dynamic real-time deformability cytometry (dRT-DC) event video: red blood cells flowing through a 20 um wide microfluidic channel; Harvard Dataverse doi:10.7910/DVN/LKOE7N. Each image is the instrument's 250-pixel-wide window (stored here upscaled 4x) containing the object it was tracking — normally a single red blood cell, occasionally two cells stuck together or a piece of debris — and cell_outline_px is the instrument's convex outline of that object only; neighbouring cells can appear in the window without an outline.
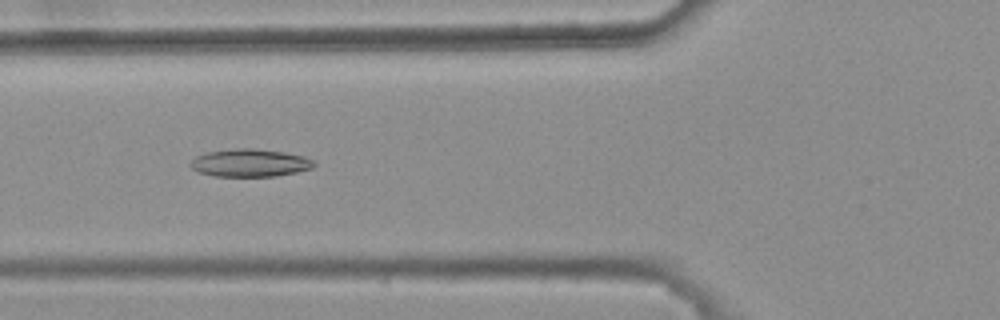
{"species": "common noctule bat (a hibernating species)", "species_latin": "Nyctalus noctula", "temperature_condition": "warm", "stored_images_in_passage": 7, "camera_frame_rate_fps": 3000, "um_per_image_px": 0.085, "animal": {"sex": "female", "body_mass_g": 25.1}, "frame": {"image": 1, "passage_image": 5, "time_ms": 1.333, "image_size_px": [1000, 320], "cell_outline_px": [[316, 164], [312, 168], [296, 172], [276, 176], [216, 176], [200, 172], [192, 168], [188, 164], [196, 156], [208, 152], [240, 148], [252, 148], [284, 152], [304, 156], [312, 160]], "centroid_in_image_um": [21.26, 13.84], "position_along_channel_um": 104.5, "area_um2": 19.77}}
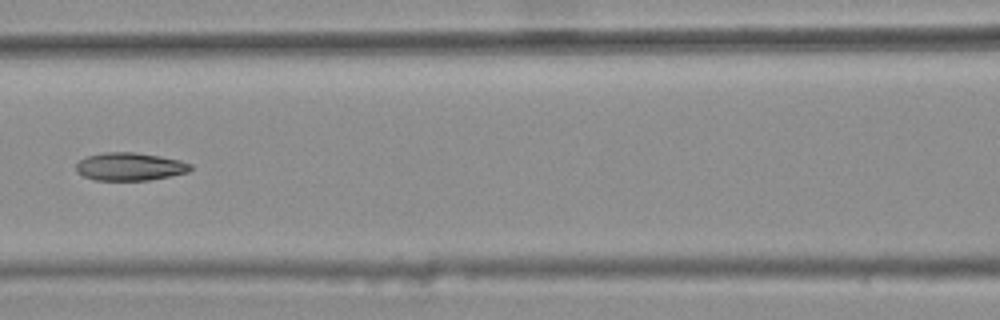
{"frame": {"image": 2, "passage_image": 6, "time_ms": 1.667, "image_size_px": [1000, 320], "cell_outline_px": [[192, 168], [188, 172], [148, 180], [96, 180], [84, 176], [76, 172], [76, 164], [84, 156], [104, 152], [136, 152], [160, 156], [180, 160], [192, 164]], "centroid_in_image_um": [11.01, 14.15], "position_along_channel_um": 155.6, "area_um2": 18.67}}
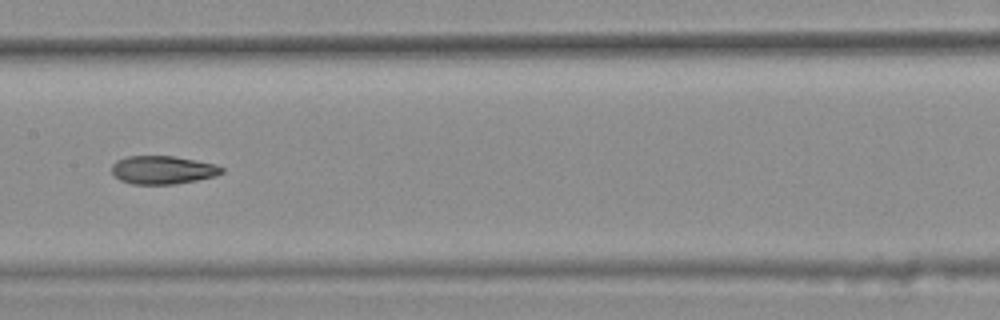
{"frame": {"image": 3, "passage_image": 7, "time_ms": 2.0, "image_size_px": [1000, 320], "cell_outline_px": [[224, 172], [216, 176], [176, 184], [132, 184], [120, 180], [112, 172], [112, 164], [116, 160], [128, 156], [176, 156], [196, 160], [212, 164], [224, 168]], "centroid_in_image_um": [13.83, 14.44], "position_along_channel_um": 193.6, "area_um2": 18.09}}